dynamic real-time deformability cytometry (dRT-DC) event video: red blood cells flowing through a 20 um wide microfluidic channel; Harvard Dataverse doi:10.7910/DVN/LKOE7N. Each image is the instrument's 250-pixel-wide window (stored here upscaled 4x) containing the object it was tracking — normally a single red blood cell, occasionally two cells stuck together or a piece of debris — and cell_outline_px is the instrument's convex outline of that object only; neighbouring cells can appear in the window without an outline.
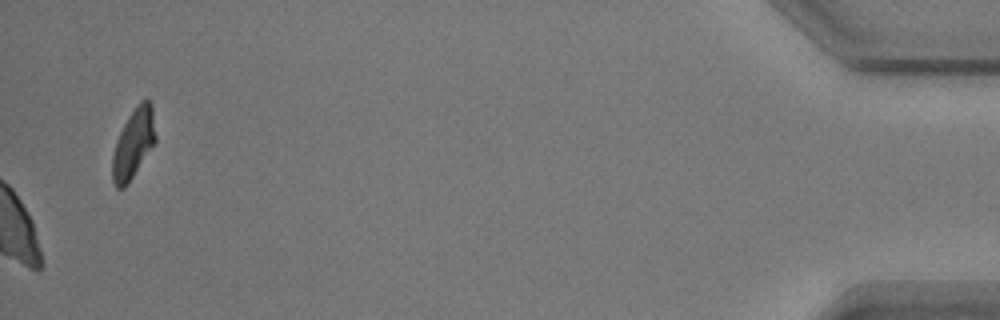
{"species": "common noctule bat (a hibernating species)", "species_latin": "Nyctalus noctula", "temperature_condition": "warm", "stored_images_in_passage": 57, "camera_frame_rate_fps": 3000, "um_per_image_px": 0.085, "animal": {"sex": "male", "body_mass_g": 17.9}, "frame": {"image": 1, "passage_image": 57, "time_ms": 18.667, "image_size_px": [1000, 320], "cell_outline_px": [[156, 140], [124, 188], [116, 188], [112, 180], [112, 156], [116, 140], [128, 116], [140, 100], [148, 100], [152, 104], [156, 136]], "centroid_in_image_um": [11.33, 12.17], "position_along_channel_um": 423.9, "area_um2": 17.17}}